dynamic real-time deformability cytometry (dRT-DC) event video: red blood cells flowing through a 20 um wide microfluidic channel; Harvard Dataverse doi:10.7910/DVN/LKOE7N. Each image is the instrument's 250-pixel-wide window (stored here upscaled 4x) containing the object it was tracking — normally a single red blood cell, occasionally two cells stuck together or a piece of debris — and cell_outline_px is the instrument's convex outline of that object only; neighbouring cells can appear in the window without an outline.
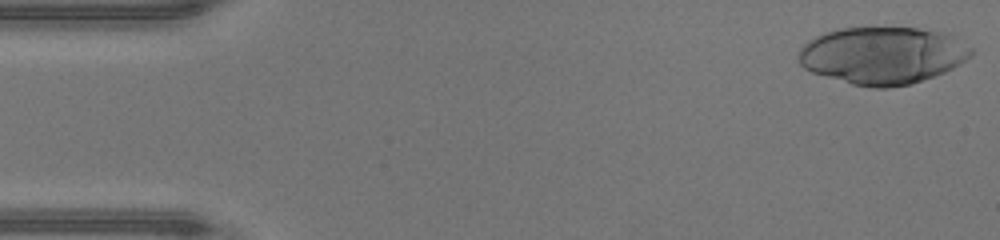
{"species": "human", "species_latin": "Homo sapiens", "temperature_condition": "warm", "stored_images_in_passage": 46, "camera_frame_rate_fps": 3000, "um_per_image_px": 0.085, "donor": {"sex": "male"}, "frame": {"image": 1, "passage_image": 1, "time_ms": 0.0, "image_size_px": [1000, 240], "cell_outline_px": [[972, 52], [960, 64], [944, 72], [912, 84], [888, 88], [876, 88], [852, 84], [812, 72], [804, 68], [800, 64], [800, 48], [808, 40], [816, 36], [840, 28], [920, 28], [952, 32], [972, 48]], "centroid_in_image_um": [75.07, 4.7], "position_along_channel_um": 9.9, "area_um2": 57.68}}